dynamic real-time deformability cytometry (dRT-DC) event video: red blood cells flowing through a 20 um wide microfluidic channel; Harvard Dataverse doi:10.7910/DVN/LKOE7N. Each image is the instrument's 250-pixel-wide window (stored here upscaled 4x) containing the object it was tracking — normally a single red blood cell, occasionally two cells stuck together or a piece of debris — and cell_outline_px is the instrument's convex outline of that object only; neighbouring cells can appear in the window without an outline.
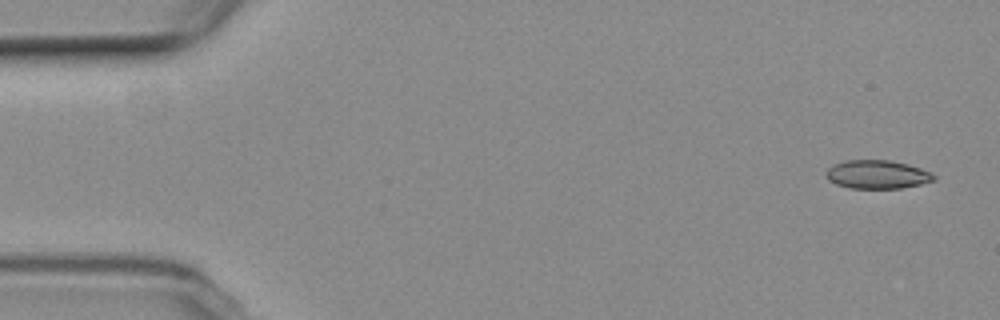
{"species": "common noctule bat (a hibernating species)", "species_latin": "Nyctalus noctula", "temperature_condition": "room temperature", "stored_images_in_passage": 5, "camera_frame_rate_fps": 3000, "um_per_image_px": 0.085, "animal": {"sex": "female", "body_mass_g": 19.3, "forearm_length_mm": 54.1}, "frame": {"image": 1, "passage_image": 1, "time_ms": 0.0, "image_size_px": [1000, 320], "cell_outline_px": [[936, 180], [920, 184], [900, 188], [852, 188], [836, 184], [828, 180], [828, 168], [832, 164], [844, 160], [892, 160], [908, 164], [932, 172], [936, 176]], "centroid_in_image_um": [74.6, 14.82], "position_along_channel_um": 10.4, "area_um2": 17.92}}
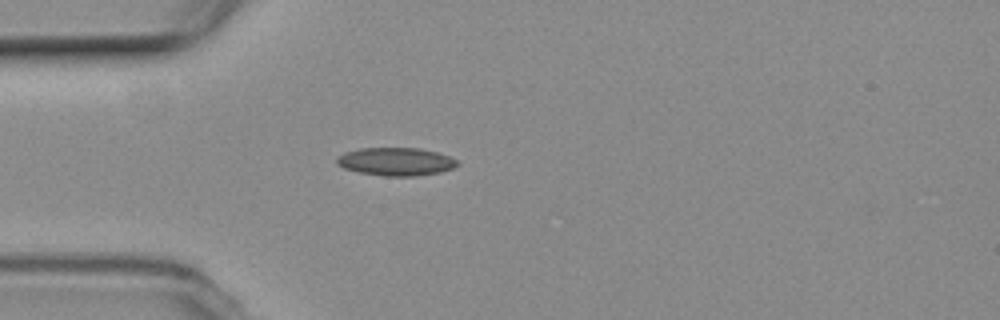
{"frame": {"image": 2, "passage_image": 4, "time_ms": 4.333, "image_size_px": [1000, 320], "cell_outline_px": [[460, 164], [452, 168], [440, 172], [416, 176], [384, 176], [360, 172], [344, 168], [336, 164], [336, 156], [344, 152], [360, 148], [420, 148], [440, 152], [456, 160]], "centroid_in_image_um": [33.64, 13.73], "position_along_channel_um": 51.4, "area_um2": 19.83}}